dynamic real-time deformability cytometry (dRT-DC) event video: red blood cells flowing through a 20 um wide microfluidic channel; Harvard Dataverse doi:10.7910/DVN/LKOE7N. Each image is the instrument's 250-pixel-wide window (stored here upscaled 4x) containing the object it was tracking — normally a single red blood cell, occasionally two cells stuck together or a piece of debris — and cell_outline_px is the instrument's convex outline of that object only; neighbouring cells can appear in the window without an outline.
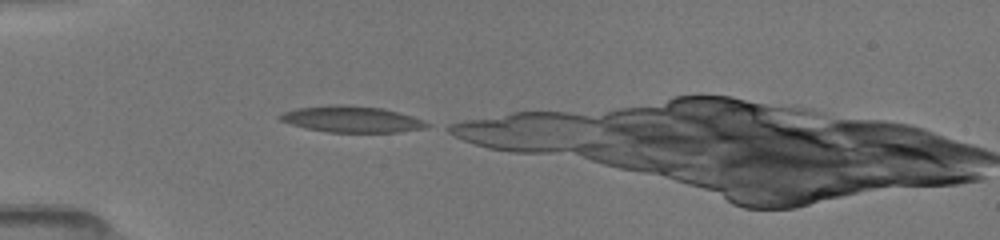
{"species": "common noctule bat (a hibernating species)", "species_latin": "Nyctalus noctula", "temperature_condition": "room temperature", "stored_images_in_passage": 8, "camera_frame_rate_fps": 3000, "um_per_image_px": 0.085, "animal": {"sex": "female", "body_mass_g": 19.5, "forearm_length_mm": 54.1}, "frame": {"image": 1, "passage_image": 1, "time_ms": 0.0, "image_size_px": [1000, 240], "cell_outline_px": [[432, 124], [428, 128], [400, 132], [328, 132], [304, 128], [280, 120], [276, 116], [280, 112], [296, 108], [332, 104], [348, 104], [384, 108], [412, 116], [424, 120]], "centroid_in_image_um": [29.9, 10.12], "position_along_channel_um": 55.1, "area_um2": 22.95}}
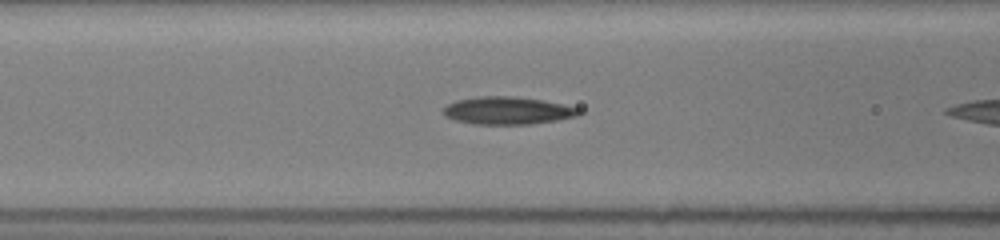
{"frame": {"image": 2, "passage_image": 7, "time_ms": 2.0, "image_size_px": [1000, 240], "cell_outline_px": [[584, 112], [576, 116], [556, 120], [528, 124], [472, 124], [456, 120], [444, 116], [444, 108], [448, 104], [456, 100], [476, 96], [516, 96], [540, 100], [580, 108]], "centroid_in_image_um": [43.13, 9.39], "position_along_channel_um": 123.5, "area_um2": 21.73}}